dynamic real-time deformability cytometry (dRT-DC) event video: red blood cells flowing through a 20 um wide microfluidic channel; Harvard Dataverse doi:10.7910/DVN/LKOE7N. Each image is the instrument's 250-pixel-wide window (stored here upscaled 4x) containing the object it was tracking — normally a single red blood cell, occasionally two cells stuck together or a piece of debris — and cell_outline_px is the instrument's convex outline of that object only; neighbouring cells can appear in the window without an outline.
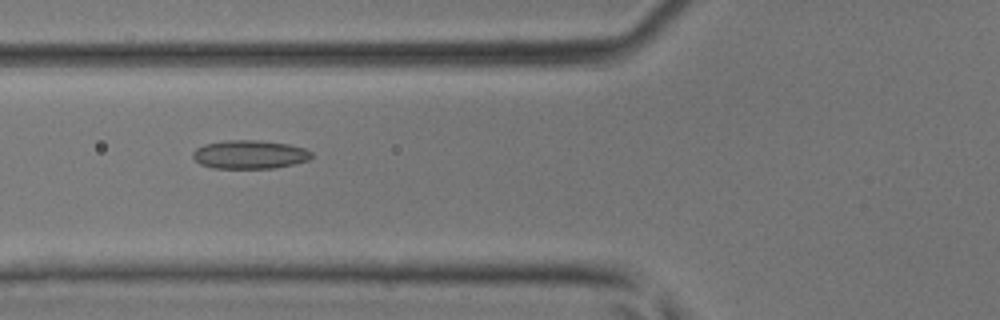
{"species": "common noctule bat (a hibernating species)", "species_latin": "Nyctalus noctula", "temperature_condition": "room temperature", "stored_images_in_passage": 41, "camera_frame_rate_fps": 3000, "um_per_image_px": 0.085, "animal": {"sex": "male", "body_mass_g": 17.9, "forearm_length_mm": 54.2}, "frame": {"image": 1, "passage_image": 14, "time_ms": 4.333, "image_size_px": [1000, 320], "cell_outline_px": [[312, 156], [308, 160], [276, 168], [212, 168], [200, 164], [192, 156], [192, 152], [196, 148], [204, 144], [224, 140], [256, 140], [288, 144], [304, 148], [312, 152]], "centroid_in_image_um": [21.19, 13.13], "position_along_channel_um": 104.6, "area_um2": 19.77}}
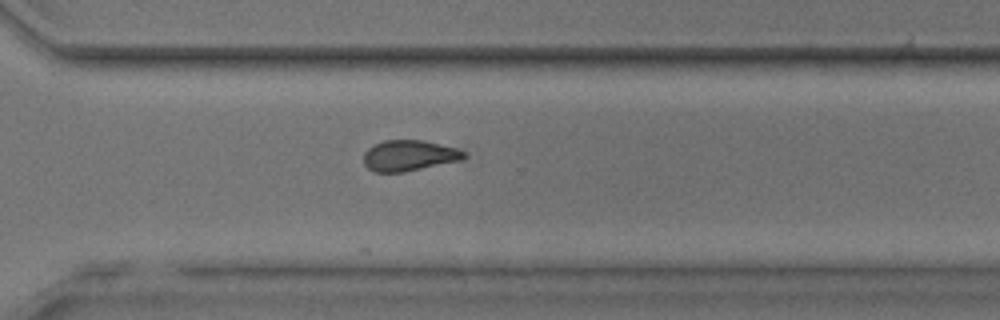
{"frame": {"image": 2, "passage_image": 29, "time_ms": 9.333, "image_size_px": [1000, 320], "cell_outline_px": [[468, 156], [464, 160], [404, 172], [372, 172], [364, 164], [364, 152], [368, 148], [384, 140], [424, 140], [456, 148], [468, 152]], "centroid_in_image_um": [34.83, 13.23], "position_along_channel_um": 335.8, "area_um2": 18.26}}
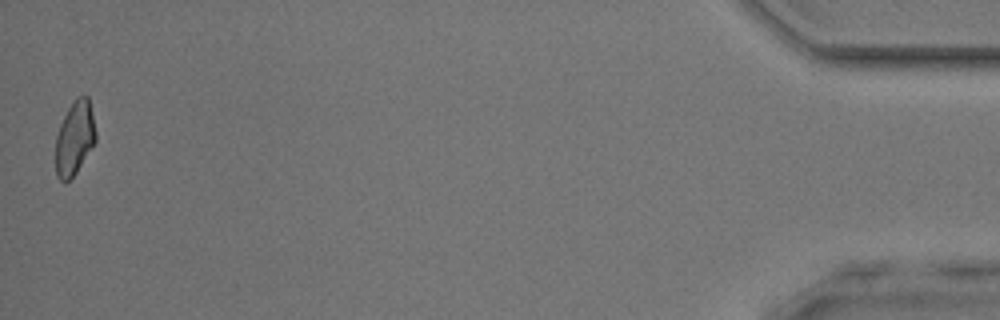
{"frame": {"image": 3, "passage_image": 41, "time_ms": 13.333, "image_size_px": [1000, 320], "cell_outline_px": [[96, 140], [76, 172], [64, 184], [56, 176], [56, 136], [60, 124], [68, 108], [76, 96], [88, 96], [96, 132]], "centroid_in_image_um": [6.33, 11.73], "position_along_channel_um": 428.9, "area_um2": 17.11}}